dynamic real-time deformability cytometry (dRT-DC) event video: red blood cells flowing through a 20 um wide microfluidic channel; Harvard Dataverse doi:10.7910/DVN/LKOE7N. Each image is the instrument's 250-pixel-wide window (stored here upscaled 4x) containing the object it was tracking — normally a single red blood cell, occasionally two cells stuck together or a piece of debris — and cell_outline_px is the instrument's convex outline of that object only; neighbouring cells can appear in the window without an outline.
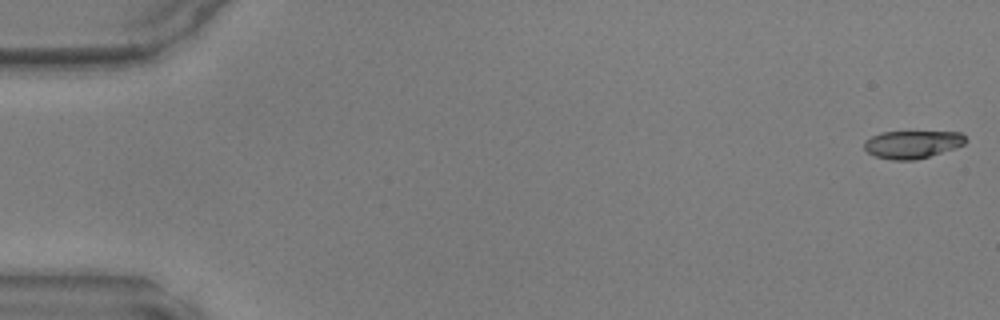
{"species": "common noctule bat (a hibernating species)", "species_latin": "Nyctalus noctula", "temperature_condition": "warm", "stored_images_in_passage": 48, "camera_frame_rate_fps": 3000, "um_per_image_px": 0.085, "animal": {"sex": "male", "body_mass_g": 17.9, "forearm_length_mm": 54.2}, "frame": {"image": 1, "passage_image": 1, "time_ms": 0.0, "image_size_px": [1000, 320], "cell_outline_px": [[968, 140], [964, 144], [956, 148], [916, 160], [892, 160], [876, 156], [868, 152], [864, 148], [864, 140], [880, 132], [960, 132]], "centroid_in_image_um": [77.55, 12.27], "position_along_channel_um": 7.5, "area_um2": 16.42}}
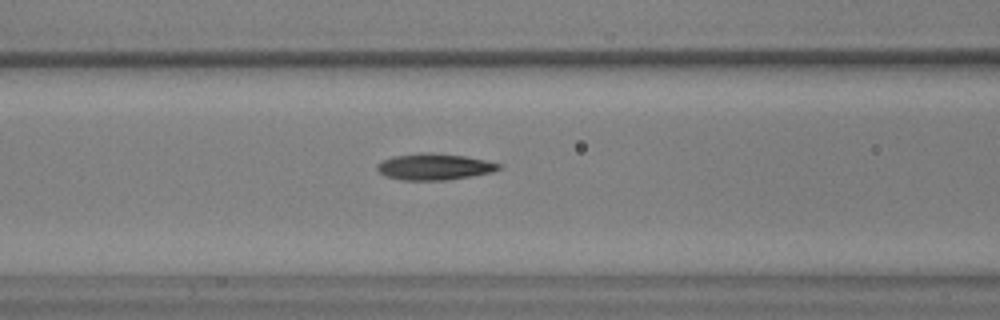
{"frame": {"image": 2, "passage_image": 20, "time_ms": 6.333, "image_size_px": [1000, 320], "cell_outline_px": [[500, 168], [492, 172], [472, 176], [448, 180], [400, 180], [384, 176], [376, 168], [376, 164], [392, 156], [420, 152], [428, 152], [464, 156], [484, 160], [500, 164]], "centroid_in_image_um": [36.87, 14.17], "position_along_channel_um": 129.7, "area_um2": 18.73}}
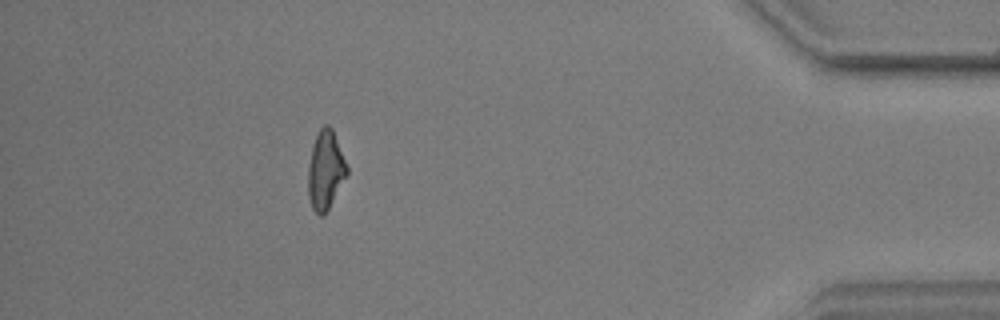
{"frame": {"image": 3, "passage_image": 43, "time_ms": 14.0, "image_size_px": [1000, 320], "cell_outline_px": [[348, 172], [324, 216], [320, 216], [312, 208], [308, 196], [308, 164], [312, 148], [316, 136], [320, 128], [324, 124], [328, 124], [332, 128], [348, 168]], "centroid_in_image_um": [27.65, 14.46], "position_along_channel_um": 407.6, "area_um2": 17.57}}